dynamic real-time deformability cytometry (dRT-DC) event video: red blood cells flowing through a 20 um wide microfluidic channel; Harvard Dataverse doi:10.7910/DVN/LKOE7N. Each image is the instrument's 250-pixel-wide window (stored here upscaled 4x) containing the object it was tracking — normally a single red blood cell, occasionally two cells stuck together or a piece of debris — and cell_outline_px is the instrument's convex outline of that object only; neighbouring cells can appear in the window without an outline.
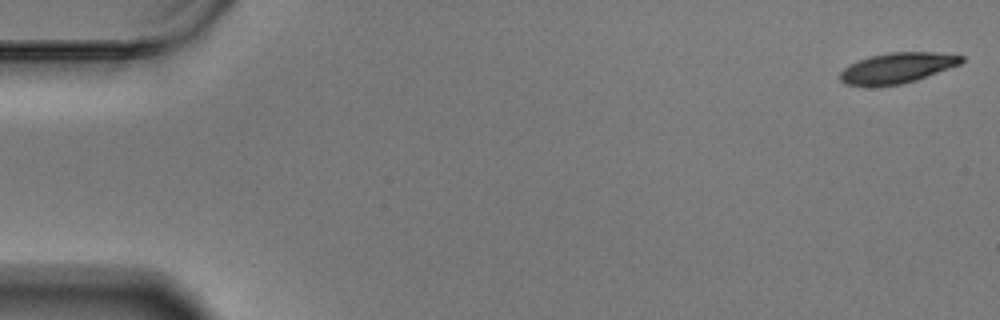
{"species": "Egyptian fruit bat (a non-hibernating species)", "species_latin": "Rousettus aegyptiacus", "temperature_condition": "warm", "stored_images_in_passage": 59, "camera_frame_rate_fps": 3000, "um_per_image_px": 0.085, "animal": {"sex": "male"}, "frame": {"image": 1, "passage_image": 1, "time_ms": 0.0, "image_size_px": [1000, 320], "cell_outline_px": [[964, 60], [960, 64], [916, 80], [900, 84], [864, 88], [844, 84], [840, 80], [840, 72], [844, 68], [868, 56], [888, 52], [936, 52], [964, 56]], "centroid_in_image_um": [76.21, 5.79], "position_along_channel_um": 8.8, "area_um2": 21.79}}
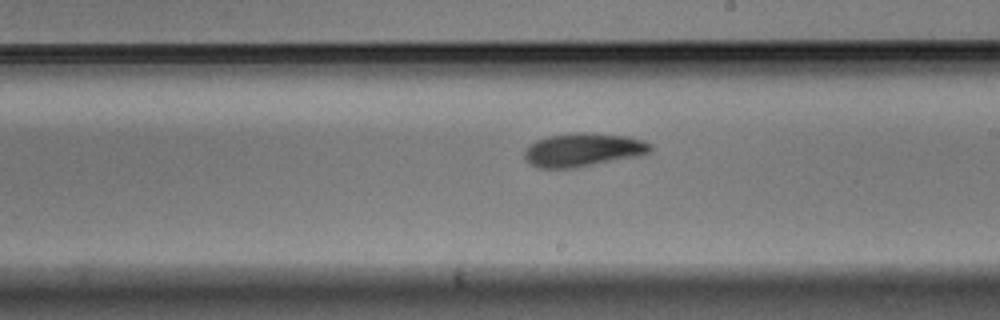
{"frame": {"image": 2, "passage_image": 34, "time_ms": 11.0, "image_size_px": [1000, 320], "cell_outline_px": [[652, 152], [640, 156], [576, 168], [536, 168], [528, 164], [524, 160], [524, 148], [528, 144], [536, 140], [548, 136], [572, 132], [596, 132], [628, 136], [644, 140], [652, 144]], "centroid_in_image_um": [49.55, 12.73], "position_along_channel_um": 239.4, "area_um2": 25.43}}
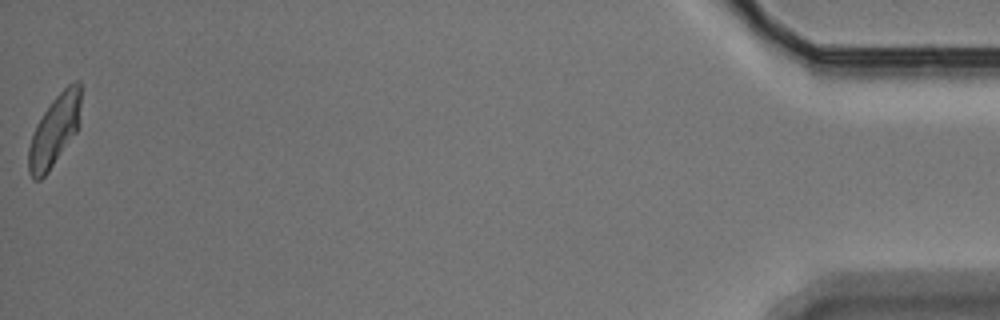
{"frame": {"image": 3, "passage_image": 59, "time_ms": 19.333, "image_size_px": [1000, 320], "cell_outline_px": [[80, 124], [76, 132], [48, 172], [40, 180], [32, 180], [28, 172], [28, 148], [36, 124], [52, 100], [68, 84], [76, 80], [80, 80]], "centroid_in_image_um": [4.63, 11.11], "position_along_channel_um": 430.6, "area_um2": 21.62}, "authors_computed_cell_mechanics": {"area_um2": 23.2356, "velocity_mm_per_s": 3.4211, "shape_relaxation_time_tau1_ms": 4.9714, "shape_relaxation_time_tau2_ms": 5.2505, "deformation_change_tau1": 0.1623, "deformation_change_tau2": 0.1119}}